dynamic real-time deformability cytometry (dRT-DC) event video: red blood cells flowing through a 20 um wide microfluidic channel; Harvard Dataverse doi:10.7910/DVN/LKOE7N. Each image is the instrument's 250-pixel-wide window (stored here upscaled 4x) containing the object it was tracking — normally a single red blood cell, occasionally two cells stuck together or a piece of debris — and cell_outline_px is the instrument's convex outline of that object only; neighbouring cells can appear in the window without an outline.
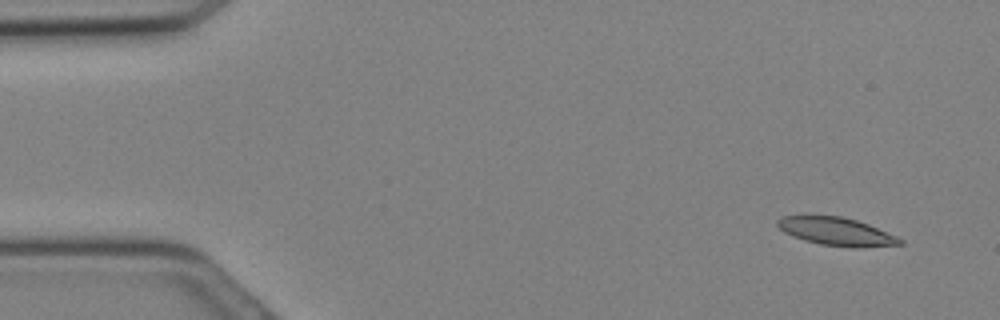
{"species": "Egyptian fruit bat (a non-hibernating species)", "species_latin": "Rousettus aegyptiacus", "temperature_condition": "cold", "stored_images_in_passage": 30, "camera_frame_rate_fps": 3000, "um_per_image_px": 0.085, "animal": {"sex": "female"}, "frame": {"image": 1, "passage_image": 2, "time_ms": 0.333, "image_size_px": [1000, 320], "cell_outline_px": [[904, 244], [820, 244], [804, 240], [792, 236], [784, 232], [776, 224], [776, 220], [780, 216], [804, 212], [808, 212], [840, 216], [856, 220], [868, 224], [896, 236], [904, 240]], "centroid_in_image_um": [70.86, 19.54], "position_along_channel_um": 14.1, "area_um2": 19.65}}
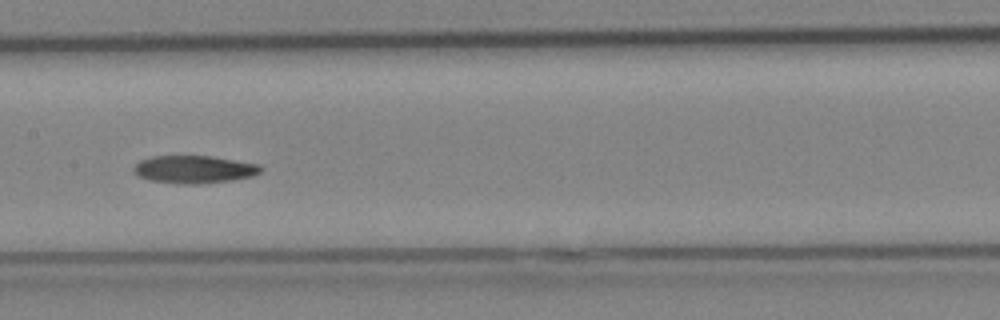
{"frame": {"image": 2, "passage_image": 15, "time_ms": 4.667, "image_size_px": [1000, 320], "cell_outline_px": [[264, 168], [260, 172], [252, 176], [232, 180], [200, 184], [180, 184], [148, 180], [132, 172], [132, 168], [140, 160], [152, 156], [212, 156], [260, 164]], "centroid_in_image_um": [16.5, 14.4], "position_along_channel_um": 190.9, "area_um2": 20.69}}
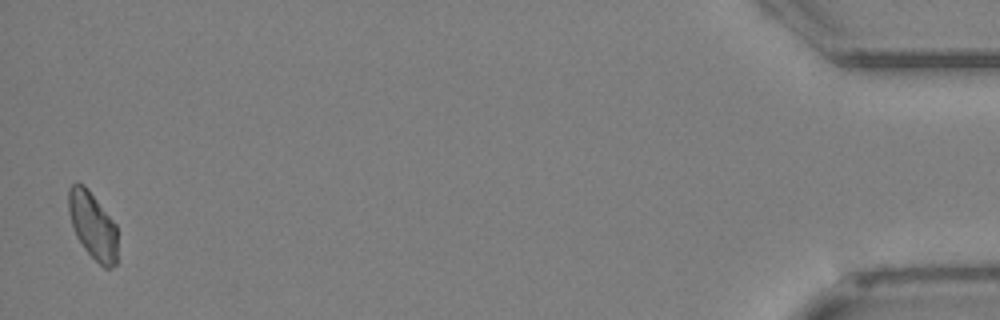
{"frame": {"image": 3, "passage_image": 30, "time_ms": 9.667, "image_size_px": [1000, 320], "cell_outline_px": [[116, 264], [112, 268], [104, 268], [84, 248], [76, 236], [68, 212], [68, 188], [76, 180], [84, 184], [88, 188], [116, 224]], "centroid_in_image_um": [7.86, 19.11], "position_along_channel_um": 427.3, "area_um2": 19.19}}